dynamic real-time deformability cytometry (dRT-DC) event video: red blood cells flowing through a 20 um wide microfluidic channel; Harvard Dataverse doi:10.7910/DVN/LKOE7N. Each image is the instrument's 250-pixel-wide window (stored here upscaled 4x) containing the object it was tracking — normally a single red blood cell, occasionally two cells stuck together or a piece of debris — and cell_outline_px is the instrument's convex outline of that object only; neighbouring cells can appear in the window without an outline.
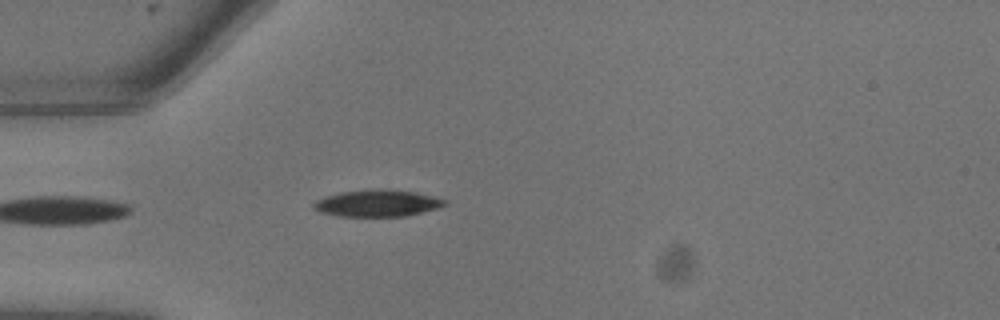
{"species": "common noctule bat (a hibernating species)", "species_latin": "Nyctalus noctula", "temperature_condition": "warm", "stored_images_in_passage": 4, "camera_frame_rate_fps": 3000, "um_per_image_px": 0.085, "animal": {"sex": "male", "body_mass_g": 13.3}, "frame": {"image": 1, "passage_image": 4, "time_ms": 1.0, "image_size_px": [1000, 320], "cell_outline_px": [[448, 204], [436, 208], [404, 216], [336, 216], [320, 212], [312, 208], [312, 204], [316, 200], [324, 196], [340, 192], [380, 188], [388, 188], [416, 192], [432, 196], [444, 200]], "centroid_in_image_um": [32.01, 17.26], "position_along_channel_um": 53.0, "area_um2": 20.52}}